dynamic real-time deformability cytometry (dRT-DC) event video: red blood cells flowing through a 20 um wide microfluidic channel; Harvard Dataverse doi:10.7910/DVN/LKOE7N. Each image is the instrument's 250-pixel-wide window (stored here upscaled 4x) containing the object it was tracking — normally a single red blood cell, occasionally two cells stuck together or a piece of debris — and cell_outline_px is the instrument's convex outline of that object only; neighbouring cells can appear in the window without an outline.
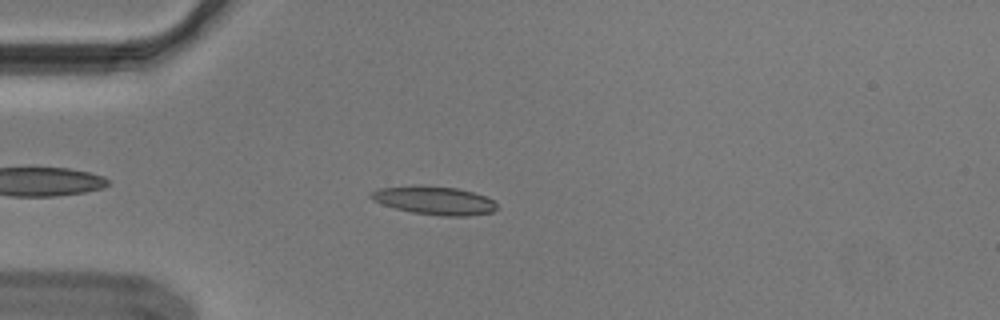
{"species": "Egyptian fruit bat (a non-hibernating species)", "species_latin": "Rousettus aegyptiacus", "temperature_condition": "cold", "stored_images_in_passage": 35, "camera_frame_rate_fps": 3000, "um_per_image_px": 0.085, "animal": {"sex": "male"}, "frame": {"image": 1, "passage_image": 7, "time_ms": 2.0, "image_size_px": [1000, 320], "cell_outline_px": [[496, 208], [492, 212], [464, 216], [440, 216], [412, 212], [396, 208], [372, 200], [368, 196], [372, 192], [380, 188], [456, 188], [472, 192], [484, 196], [492, 200], [496, 204]], "centroid_in_image_um": [36.96, 17.09], "position_along_channel_um": 48.0, "area_um2": 19.59}}
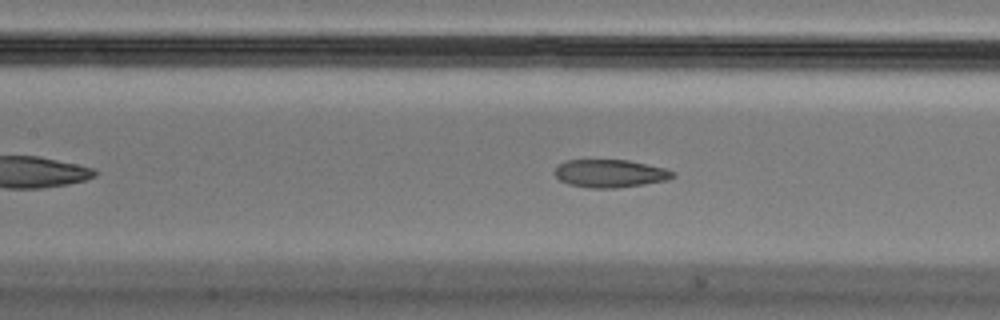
{"frame": {"image": 2, "passage_image": 17, "time_ms": 5.333, "image_size_px": [1000, 320], "cell_outline_px": [[676, 176], [668, 180], [616, 188], [592, 188], [568, 184], [560, 180], [552, 172], [564, 160], [628, 160], [664, 168], [676, 172]], "centroid_in_image_um": [51.85, 14.74], "position_along_channel_um": 155.5, "area_um2": 19.19}}
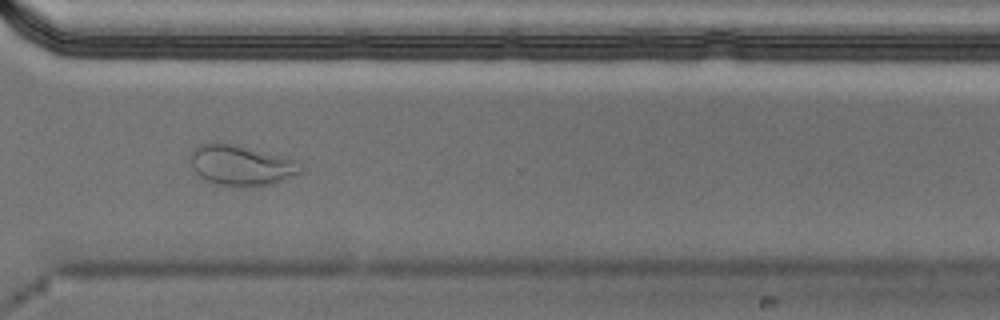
{"frame": {"image": 3, "passage_image": 33, "time_ms": 10.667, "image_size_px": [1000, 320], "cell_outline_px": [[304, 172], [284, 180], [256, 188], [244, 188], [216, 184], [200, 176], [192, 168], [192, 148], [200, 144], [212, 140], [236, 144], [296, 160], [304, 168]], "centroid_in_image_um": [20.52, 14.05], "position_along_channel_um": 350.1, "area_um2": 26.59}, "authors_computed_cell_mechanics": {"area_um2": 19.7676, "velocity_mm_per_s": 3.6497, "shape_relaxation_time_tau1_ms": null, "shape_relaxation_time_tau2_ms": 1.6117, "deformation_change_tau1": null, "deformation_change_tau2": 0.0834}}